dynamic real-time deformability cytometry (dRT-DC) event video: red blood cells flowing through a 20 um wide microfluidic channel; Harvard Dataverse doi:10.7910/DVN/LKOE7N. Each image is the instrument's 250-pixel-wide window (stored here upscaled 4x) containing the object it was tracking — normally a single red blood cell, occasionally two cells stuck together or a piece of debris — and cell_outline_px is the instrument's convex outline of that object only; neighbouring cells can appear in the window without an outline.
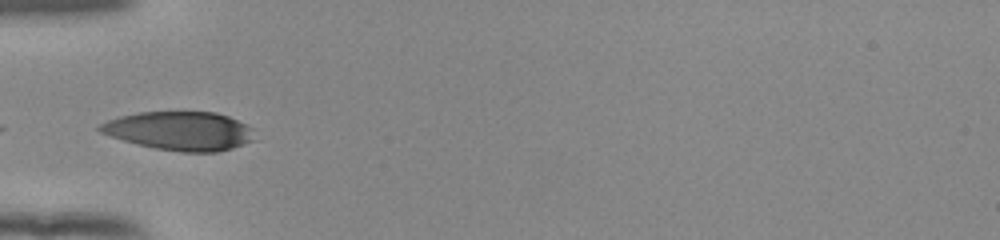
{"species": "human", "species_latin": "Homo sapiens", "temperature_condition": "room temperature", "stored_images_in_passage": 36, "camera_frame_rate_fps": 3000, "um_per_image_px": 0.085, "donor": {"sex": "female"}, "frame": {"image": 1, "passage_image": 1, "time_ms": 0.0, "image_size_px": [1000, 240], "cell_outline_px": [[256, 140], [232, 148], [216, 152], [180, 152], [156, 148], [136, 144], [100, 132], [96, 128], [100, 124], [108, 120], [120, 116], [140, 112], [216, 112], [228, 116], [252, 128]], "centroid_in_image_um": [15.3, 11.13], "position_along_channel_um": 69.7, "area_um2": 34.8}}
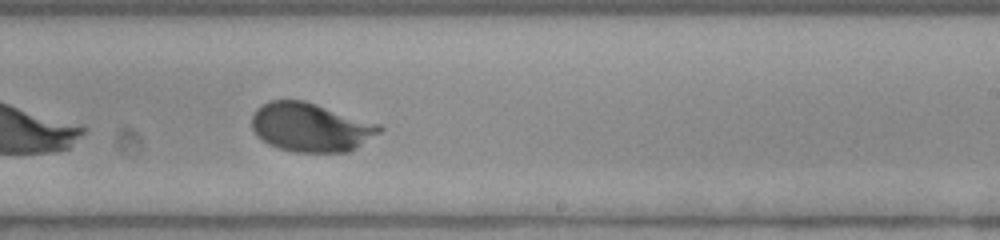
{"frame": {"image": 2, "passage_image": 16, "time_ms": 5.0, "image_size_px": [1000, 240], "cell_outline_px": [[384, 128], [380, 132], [356, 148], [348, 152], [296, 152], [280, 148], [268, 144], [256, 136], [252, 128], [252, 116], [256, 108], [268, 100], [304, 100], [380, 124]], "centroid_in_image_um": [26.39, 10.81], "position_along_channel_um": 262.6, "area_um2": 36.36}}
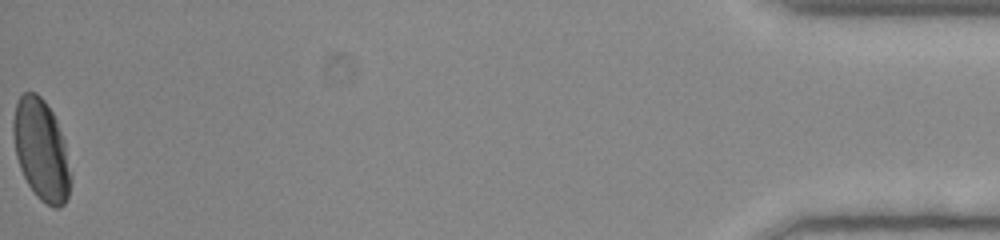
{"frame": {"image": 3, "passage_image": 36, "time_ms": 11.667, "image_size_px": [1000, 240], "cell_outline_px": [[72, 180], [68, 196], [64, 204], [60, 208], [52, 208], [40, 200], [36, 196], [28, 184], [20, 168], [16, 156], [12, 132], [12, 120], [16, 100], [24, 92], [36, 92], [44, 100], [52, 112], [56, 120], [64, 140], [72, 176]], "centroid_in_image_um": [3.5, 12.75], "position_along_channel_um": 431.7, "area_um2": 34.22}, "authors_computed_cell_mechanics": {"area_um2": 35.7204, "velocity_mm_per_s": 3.8898, "shape_relaxation_time_tau1_ms": 3.0848, "shape_relaxation_time_tau2_ms": null, "deformation_change_tau1": 0.1449, "deformation_change_tau2": null}}